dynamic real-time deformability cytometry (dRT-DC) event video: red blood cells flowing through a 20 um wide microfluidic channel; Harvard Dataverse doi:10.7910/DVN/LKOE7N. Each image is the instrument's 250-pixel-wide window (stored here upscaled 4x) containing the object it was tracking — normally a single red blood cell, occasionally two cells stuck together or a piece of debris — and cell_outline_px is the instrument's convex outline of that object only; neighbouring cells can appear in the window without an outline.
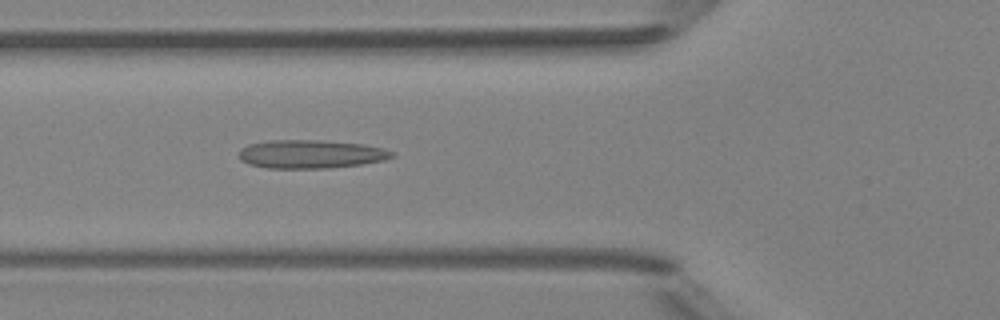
{"species": "Egyptian fruit bat (a non-hibernating species)", "species_latin": "Rousettus aegyptiacus", "temperature_condition": "room temperature", "stored_images_in_passage": 6, "camera_frame_rate_fps": 3000, "um_per_image_px": 0.085, "animal": {"sex": "female"}, "frame": {"image": 1, "passage_image": 6, "time_ms": 5.667, "image_size_px": [1000, 320], "cell_outline_px": [[396, 156], [384, 160], [360, 164], [324, 168], [268, 168], [248, 164], [240, 160], [240, 148], [248, 144], [268, 140], [320, 140], [364, 144], [384, 148], [396, 152]], "centroid_in_image_um": [26.43, 13.09], "position_along_channel_um": 99.4, "area_um2": 25.49}}